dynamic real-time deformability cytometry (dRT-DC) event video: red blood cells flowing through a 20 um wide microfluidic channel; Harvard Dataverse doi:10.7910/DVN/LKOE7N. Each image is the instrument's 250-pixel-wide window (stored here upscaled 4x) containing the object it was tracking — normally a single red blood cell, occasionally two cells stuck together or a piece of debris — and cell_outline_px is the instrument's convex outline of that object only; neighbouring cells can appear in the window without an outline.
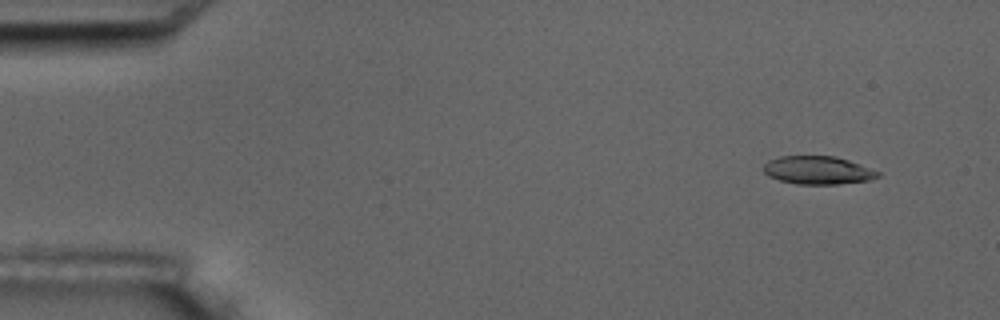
{"species": "common noctule bat (a hibernating species)", "species_latin": "Nyctalus noctula", "temperature_condition": "room temperature", "stored_images_in_passage": 6, "camera_frame_rate_fps": 3000, "um_per_image_px": 0.085, "animal": {"sex": "male", "body_mass_g": 17.5, "forearm_length_mm": 52.3}, "frame": {"image": 1, "passage_image": 2, "time_ms": 1.0, "image_size_px": [1000, 320], "cell_outline_px": [[880, 176], [872, 180], [836, 184], [796, 184], [780, 180], [768, 176], [764, 172], [764, 164], [768, 160], [780, 156], [836, 156], [860, 164], [880, 172]], "centroid_in_image_um": [69.53, 14.47], "position_along_channel_um": 15.5, "area_um2": 18.79}}